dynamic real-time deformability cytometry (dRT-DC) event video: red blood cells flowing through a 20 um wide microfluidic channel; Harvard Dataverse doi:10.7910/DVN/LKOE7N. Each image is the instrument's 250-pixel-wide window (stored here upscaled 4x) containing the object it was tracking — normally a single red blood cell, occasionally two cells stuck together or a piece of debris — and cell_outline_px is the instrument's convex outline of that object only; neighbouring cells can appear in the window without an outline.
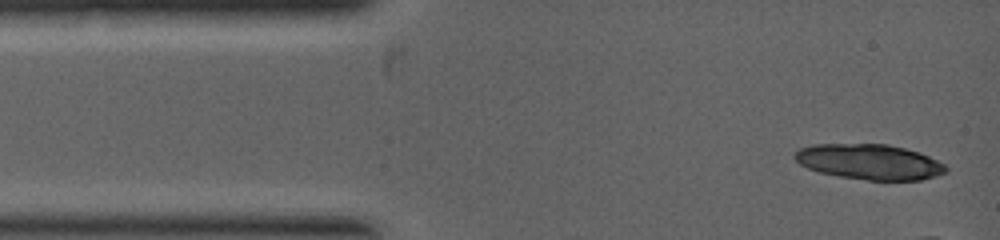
{"species": "common noctule bat (a hibernating species)", "species_latin": "Nyctalus noctula", "temperature_condition": "warm", "stored_images_in_passage": 3, "camera_frame_rate_fps": 5000, "um_per_image_px": 0.085, "animal": {"sex": "female", "body_mass_g": 19.0, "forearm_length_mm": 53.3}, "frame": {"image": 1, "passage_image": 1, "time_ms": 0.0, "image_size_px": [1000, 240], "cell_outline_px": [[948, 172], [936, 176], [920, 180], [868, 180], [840, 176], [820, 172], [808, 168], [800, 164], [792, 156], [800, 148], [816, 144], [888, 144], [904, 148], [928, 156], [944, 164], [948, 168]], "centroid_in_image_um": [73.91, 13.76], "position_along_channel_um": 11.1, "area_um2": 30.92}}